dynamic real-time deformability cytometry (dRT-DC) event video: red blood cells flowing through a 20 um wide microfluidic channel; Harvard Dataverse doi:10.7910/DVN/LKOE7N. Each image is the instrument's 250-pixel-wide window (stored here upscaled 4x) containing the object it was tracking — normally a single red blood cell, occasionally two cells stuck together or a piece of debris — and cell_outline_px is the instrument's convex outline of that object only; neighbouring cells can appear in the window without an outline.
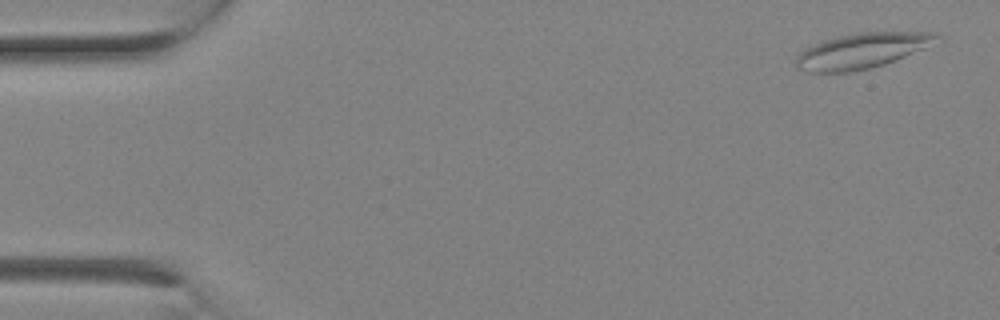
{"species": "Egyptian fruit bat (a non-hibernating species)", "species_latin": "Rousettus aegyptiacus", "temperature_condition": "room temperature", "stored_images_in_passage": 2, "camera_frame_rate_fps": 3000, "um_per_image_px": 0.085, "animal": {"sex": "female"}, "frame": {"image": 1, "passage_image": 1, "time_ms": 0.0, "image_size_px": [1000, 320], "cell_outline_px": [[944, 36], [924, 48], [884, 64], [872, 68], [848, 72], [808, 72], [796, 68], [796, 56], [804, 48], [812, 44], [824, 40], [840, 36], [860, 32], [936, 32]], "centroid_in_image_um": [73.24, 4.31], "position_along_channel_um": 11.8, "area_um2": 28.84}}